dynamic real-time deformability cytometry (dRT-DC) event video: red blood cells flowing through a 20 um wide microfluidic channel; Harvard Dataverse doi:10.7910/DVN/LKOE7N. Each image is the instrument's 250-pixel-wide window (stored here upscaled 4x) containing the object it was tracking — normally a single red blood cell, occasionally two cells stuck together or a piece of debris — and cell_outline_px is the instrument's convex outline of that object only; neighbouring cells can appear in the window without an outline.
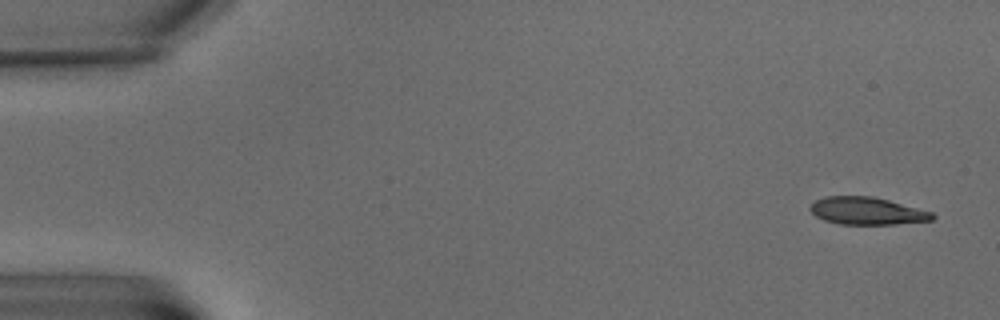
{"species": "common noctule bat (a hibernating species)", "species_latin": "Nyctalus noctula", "temperature_condition": "warm", "stored_images_in_passage": 7, "camera_frame_rate_fps": 3000, "um_per_image_px": 0.085, "animal": {"sex": "male", "body_mass_g": 15.6}, "frame": {"image": 1, "passage_image": 1, "time_ms": 0.0, "image_size_px": [1000, 320], "cell_outline_px": [[936, 216], [932, 220], [896, 224], [840, 224], [824, 220], [816, 216], [808, 208], [816, 200], [824, 196], [872, 196], [888, 200], [932, 212]], "centroid_in_image_um": [73.68, 17.93], "position_along_channel_um": 11.3, "area_um2": 19.42}}
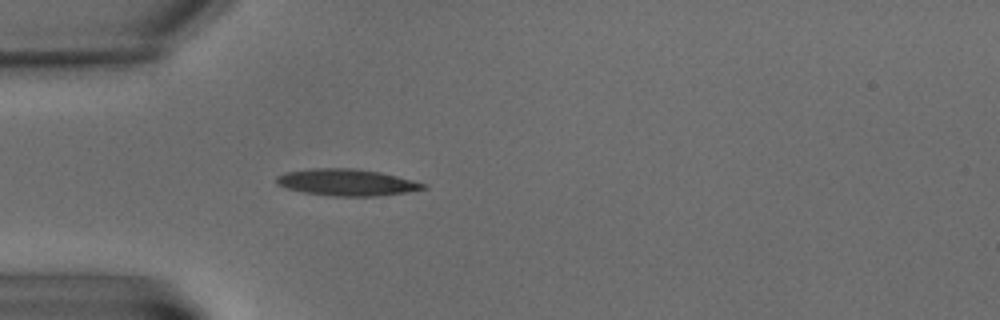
{"frame": {"image": 2, "passage_image": 6, "time_ms": 6.0, "image_size_px": [1000, 320], "cell_outline_px": [[428, 188], [408, 192], [376, 196], [332, 196], [304, 192], [288, 188], [276, 184], [276, 176], [284, 172], [308, 168], [356, 168], [380, 172], [428, 184]], "centroid_in_image_um": [29.47, 15.49], "position_along_channel_um": 55.5, "area_um2": 22.95}}